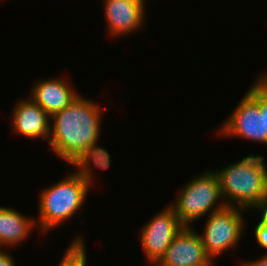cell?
<instances>
[{"label":"cell","mask_w":267,"mask_h":266,"mask_svg":"<svg viewBox=\"0 0 267 266\" xmlns=\"http://www.w3.org/2000/svg\"><path fill=\"white\" fill-rule=\"evenodd\" d=\"M103 108L98 102L80 94L63 110L53 114L50 123L49 147L72 166H91L107 170L111 157L98 146Z\"/></svg>","instance_id":"obj_1"},{"label":"cell","mask_w":267,"mask_h":266,"mask_svg":"<svg viewBox=\"0 0 267 266\" xmlns=\"http://www.w3.org/2000/svg\"><path fill=\"white\" fill-rule=\"evenodd\" d=\"M91 167L76 166V172L40 192L39 221H36L40 231L50 232L80 210L94 180Z\"/></svg>","instance_id":"obj_2"},{"label":"cell","mask_w":267,"mask_h":266,"mask_svg":"<svg viewBox=\"0 0 267 266\" xmlns=\"http://www.w3.org/2000/svg\"><path fill=\"white\" fill-rule=\"evenodd\" d=\"M222 202L254 210L267 199V166L262 155H250L216 171Z\"/></svg>","instance_id":"obj_3"},{"label":"cell","mask_w":267,"mask_h":266,"mask_svg":"<svg viewBox=\"0 0 267 266\" xmlns=\"http://www.w3.org/2000/svg\"><path fill=\"white\" fill-rule=\"evenodd\" d=\"M220 183L216 172L207 171L185 184L174 204H169L184 227H192L200 217L223 209ZM219 201V202H218Z\"/></svg>","instance_id":"obj_4"},{"label":"cell","mask_w":267,"mask_h":266,"mask_svg":"<svg viewBox=\"0 0 267 266\" xmlns=\"http://www.w3.org/2000/svg\"><path fill=\"white\" fill-rule=\"evenodd\" d=\"M245 211L248 210L225 206L208 215L203 234L200 233V236L207 255L213 261L225 250L229 251L239 244L242 232L246 229L242 213Z\"/></svg>","instance_id":"obj_5"},{"label":"cell","mask_w":267,"mask_h":266,"mask_svg":"<svg viewBox=\"0 0 267 266\" xmlns=\"http://www.w3.org/2000/svg\"><path fill=\"white\" fill-rule=\"evenodd\" d=\"M184 228L173 208L168 205L154 215L140 230V241L146 259L153 266L165 254L174 237Z\"/></svg>","instance_id":"obj_6"},{"label":"cell","mask_w":267,"mask_h":266,"mask_svg":"<svg viewBox=\"0 0 267 266\" xmlns=\"http://www.w3.org/2000/svg\"><path fill=\"white\" fill-rule=\"evenodd\" d=\"M221 125L218 133L222 136L234 135L265 144L264 113H260L258 103L247 92Z\"/></svg>","instance_id":"obj_7"},{"label":"cell","mask_w":267,"mask_h":266,"mask_svg":"<svg viewBox=\"0 0 267 266\" xmlns=\"http://www.w3.org/2000/svg\"><path fill=\"white\" fill-rule=\"evenodd\" d=\"M201 236L193 227H184L154 266H212Z\"/></svg>","instance_id":"obj_8"},{"label":"cell","mask_w":267,"mask_h":266,"mask_svg":"<svg viewBox=\"0 0 267 266\" xmlns=\"http://www.w3.org/2000/svg\"><path fill=\"white\" fill-rule=\"evenodd\" d=\"M104 15L108 32L112 37H123L137 32L142 27L145 15V2L131 0H104Z\"/></svg>","instance_id":"obj_9"},{"label":"cell","mask_w":267,"mask_h":266,"mask_svg":"<svg viewBox=\"0 0 267 266\" xmlns=\"http://www.w3.org/2000/svg\"><path fill=\"white\" fill-rule=\"evenodd\" d=\"M13 108L12 127L16 134L49 141L51 116L44 109L31 98L19 101Z\"/></svg>","instance_id":"obj_10"},{"label":"cell","mask_w":267,"mask_h":266,"mask_svg":"<svg viewBox=\"0 0 267 266\" xmlns=\"http://www.w3.org/2000/svg\"><path fill=\"white\" fill-rule=\"evenodd\" d=\"M39 81L33 86L30 98L50 116L63 110L79 95L62 77Z\"/></svg>","instance_id":"obj_11"},{"label":"cell","mask_w":267,"mask_h":266,"mask_svg":"<svg viewBox=\"0 0 267 266\" xmlns=\"http://www.w3.org/2000/svg\"><path fill=\"white\" fill-rule=\"evenodd\" d=\"M36 224V218L31 219L13 208L0 206V248L22 243Z\"/></svg>","instance_id":"obj_12"},{"label":"cell","mask_w":267,"mask_h":266,"mask_svg":"<svg viewBox=\"0 0 267 266\" xmlns=\"http://www.w3.org/2000/svg\"><path fill=\"white\" fill-rule=\"evenodd\" d=\"M82 234L76 236L64 253L59 266H87L86 248Z\"/></svg>","instance_id":"obj_13"},{"label":"cell","mask_w":267,"mask_h":266,"mask_svg":"<svg viewBox=\"0 0 267 266\" xmlns=\"http://www.w3.org/2000/svg\"><path fill=\"white\" fill-rule=\"evenodd\" d=\"M247 93L258 103L260 113H264L265 144H267V73L259 75Z\"/></svg>","instance_id":"obj_14"},{"label":"cell","mask_w":267,"mask_h":266,"mask_svg":"<svg viewBox=\"0 0 267 266\" xmlns=\"http://www.w3.org/2000/svg\"><path fill=\"white\" fill-rule=\"evenodd\" d=\"M254 230L255 239L258 245L267 250V225L259 220Z\"/></svg>","instance_id":"obj_15"},{"label":"cell","mask_w":267,"mask_h":266,"mask_svg":"<svg viewBox=\"0 0 267 266\" xmlns=\"http://www.w3.org/2000/svg\"><path fill=\"white\" fill-rule=\"evenodd\" d=\"M0 266H15L13 256L3 248H0Z\"/></svg>","instance_id":"obj_16"},{"label":"cell","mask_w":267,"mask_h":266,"mask_svg":"<svg viewBox=\"0 0 267 266\" xmlns=\"http://www.w3.org/2000/svg\"><path fill=\"white\" fill-rule=\"evenodd\" d=\"M258 210L261 214V221L267 225V199H265L262 203H260L255 209Z\"/></svg>","instance_id":"obj_17"},{"label":"cell","mask_w":267,"mask_h":266,"mask_svg":"<svg viewBox=\"0 0 267 266\" xmlns=\"http://www.w3.org/2000/svg\"><path fill=\"white\" fill-rule=\"evenodd\" d=\"M242 266H267V254L262 255L259 259H255L254 261H245Z\"/></svg>","instance_id":"obj_18"},{"label":"cell","mask_w":267,"mask_h":266,"mask_svg":"<svg viewBox=\"0 0 267 266\" xmlns=\"http://www.w3.org/2000/svg\"><path fill=\"white\" fill-rule=\"evenodd\" d=\"M131 1H134V2H144L145 0H131Z\"/></svg>","instance_id":"obj_19"}]
</instances>
